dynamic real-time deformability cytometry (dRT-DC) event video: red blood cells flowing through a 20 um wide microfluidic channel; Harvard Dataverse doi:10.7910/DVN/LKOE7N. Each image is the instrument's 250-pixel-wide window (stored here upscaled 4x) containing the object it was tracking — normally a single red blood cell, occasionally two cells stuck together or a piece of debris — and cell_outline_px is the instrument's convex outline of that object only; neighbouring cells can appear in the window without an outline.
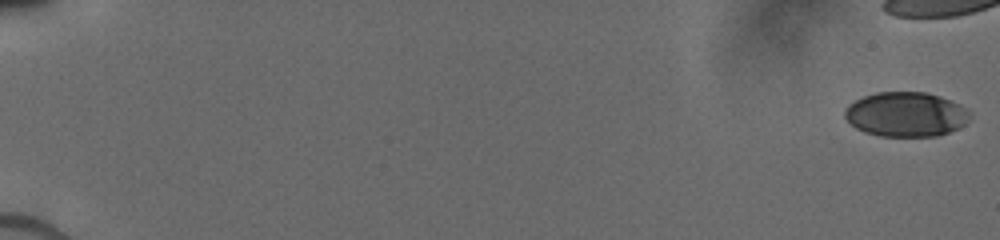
{"species": "human", "species_latin": "Homo sapiens", "temperature_condition": "cold", "stored_images_in_passage": 65, "camera_frame_rate_fps": 3000, "um_per_image_px": 0.085, "donor": {"sex": "male"}, "frame": {"image": 1, "passage_image": 1, "time_ms": 0.0, "image_size_px": [1000, 240], "cell_outline_px": [[968, 120], [964, 124], [948, 132], [936, 136], [880, 136], [864, 132], [856, 128], [844, 116], [844, 108], [848, 104], [864, 96], [876, 92], [924, 92], [940, 96], [960, 104], [968, 112]], "centroid_in_image_um": [76.96, 9.71], "position_along_channel_um": 8.0, "area_um2": 32.31}}
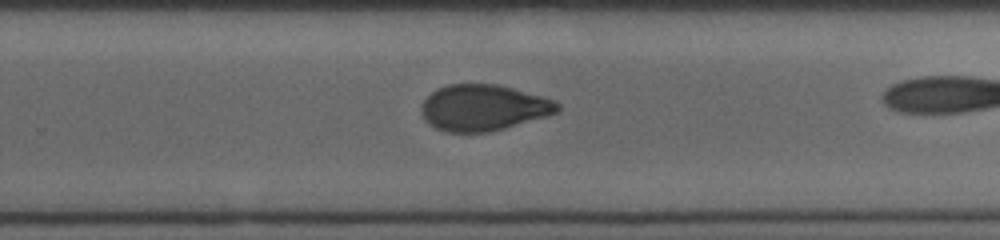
{"frame": {"image": 2, "passage_image": 54, "time_ms": 12.0, "image_size_px": [1000, 240], "cell_outline_px": [[560, 108], [556, 112], [548, 116], [504, 128], [488, 132], [444, 132], [428, 124], [424, 120], [420, 112], [420, 108], [424, 100], [432, 92], [448, 84], [496, 84], [512, 88], [556, 100], [560, 104]], "centroid_in_image_um": [41.07, 9.16], "position_along_channel_um": 288.7, "area_um2": 36.59}}
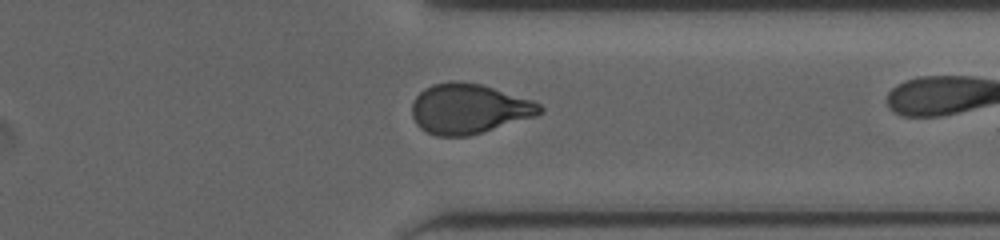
{"frame": {"image": 3, "passage_image": 63, "time_ms": 14.0, "image_size_px": [1000, 240], "cell_outline_px": [[544, 112], [536, 116], [484, 132], [468, 136], [436, 136], [420, 128], [416, 124], [412, 116], [412, 104], [416, 96], [424, 88], [432, 84], [452, 80], [460, 80], [480, 84], [532, 100], [540, 104], [544, 108]], "centroid_in_image_um": [39.85, 9.24], "position_along_channel_um": 371.6, "area_um2": 37.45}}